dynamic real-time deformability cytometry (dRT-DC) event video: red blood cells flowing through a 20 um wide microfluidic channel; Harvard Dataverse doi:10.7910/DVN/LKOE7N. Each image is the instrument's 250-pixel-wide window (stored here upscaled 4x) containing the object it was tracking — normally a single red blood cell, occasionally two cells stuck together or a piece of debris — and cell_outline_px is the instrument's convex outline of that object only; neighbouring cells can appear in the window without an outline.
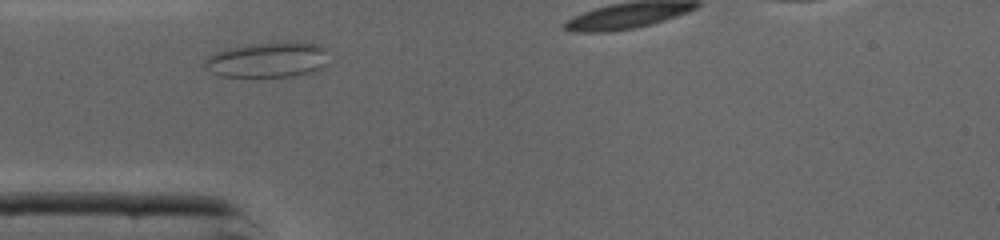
{"species": "common noctule bat (a hibernating species)", "species_latin": "Nyctalus noctula", "temperature_condition": "cold", "stored_images_in_passage": 24, "camera_frame_rate_fps": 3000, "um_per_image_px": 0.085, "animal": {"sex": "male", "body_mass_g": 19.0, "forearm_length_mm": 50.8}, "frame": {"image": 1, "passage_image": 1, "time_ms": 0.0, "image_size_px": [1000, 240], "cell_outline_px": [[324, 52], [320, 68], [312, 72], [292, 76], [220, 76], [204, 68], [204, 60], [208, 56], [216, 52], [228, 48], [248, 44], [288, 40], [320, 44], [324, 48]], "centroid_in_image_um": [22.68, 5.05], "position_along_channel_um": 62.3, "area_um2": 25.37}}
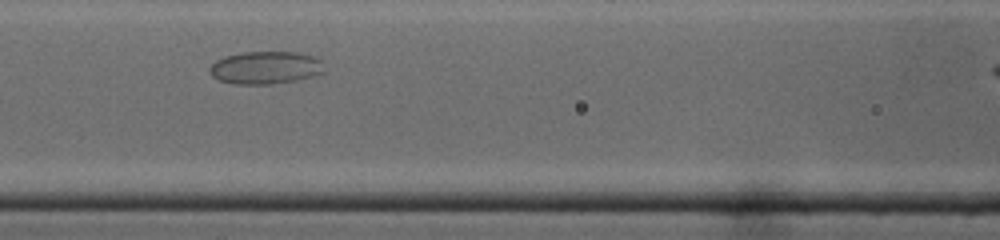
{"frame": {"image": 2, "passage_image": 7, "time_ms": 2.0, "image_size_px": [1000, 240], "cell_outline_px": [[324, 72], [312, 76], [296, 80], [272, 84], [236, 84], [220, 80], [212, 76], [208, 72], [208, 68], [216, 60], [224, 56], [240, 52], [296, 52], [316, 56], [320, 60]], "centroid_in_image_um": [22.54, 5.74], "position_along_channel_um": 144.1, "area_um2": 21.91}}
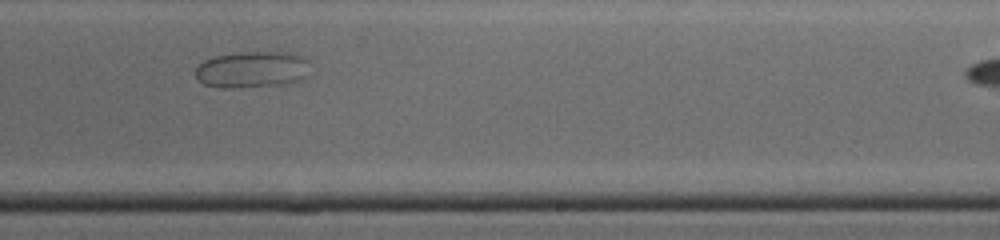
{"frame": {"image": 3, "passage_image": 16, "time_ms": 5.0, "image_size_px": [1000, 240], "cell_outline_px": [[308, 76], [300, 80], [280, 84], [232, 88], [220, 88], [204, 84], [196, 76], [196, 68], [204, 60], [216, 56], [240, 52], [284, 52], [300, 56], [308, 60]], "centroid_in_image_um": [21.43, 5.91], "position_along_channel_um": 267.6, "area_um2": 24.16}}